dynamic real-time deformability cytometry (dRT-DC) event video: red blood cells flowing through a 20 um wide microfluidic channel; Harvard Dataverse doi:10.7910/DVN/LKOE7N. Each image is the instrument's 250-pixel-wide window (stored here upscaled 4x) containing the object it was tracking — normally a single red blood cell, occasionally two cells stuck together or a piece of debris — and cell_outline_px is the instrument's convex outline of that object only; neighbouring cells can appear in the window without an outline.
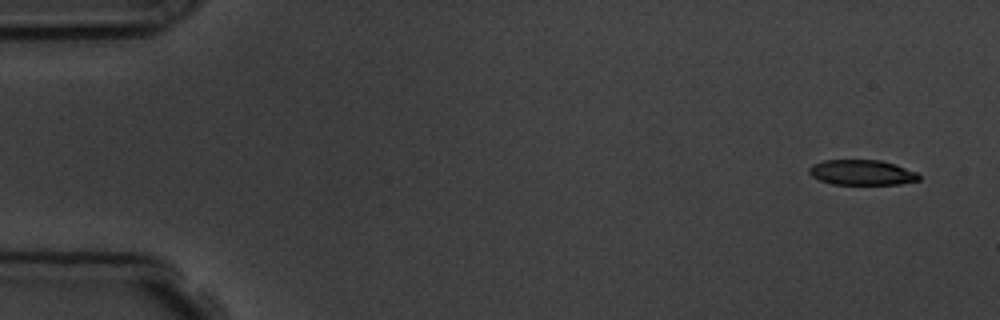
{"species": "common noctule bat (a hibernating species)", "species_latin": "Nyctalus noctula", "temperature_condition": "room temperature", "stored_images_in_passage": 3, "camera_frame_rate_fps": 3000, "um_per_image_px": 0.085, "animal": {"sex": "male", "body_mass_g": 19.5, "forearm_length_mm": 54.6}, "frame": {"image": 1, "passage_image": 1, "time_ms": 0.0, "image_size_px": [1000, 320], "cell_outline_px": [[920, 180], [900, 184], [832, 184], [820, 180], [812, 176], [808, 172], [808, 168], [812, 164], [824, 160], [880, 160], [896, 164], [916, 172], [920, 176]], "centroid_in_image_um": [73.25, 14.66], "position_along_channel_um": 11.7, "area_um2": 16.18}}